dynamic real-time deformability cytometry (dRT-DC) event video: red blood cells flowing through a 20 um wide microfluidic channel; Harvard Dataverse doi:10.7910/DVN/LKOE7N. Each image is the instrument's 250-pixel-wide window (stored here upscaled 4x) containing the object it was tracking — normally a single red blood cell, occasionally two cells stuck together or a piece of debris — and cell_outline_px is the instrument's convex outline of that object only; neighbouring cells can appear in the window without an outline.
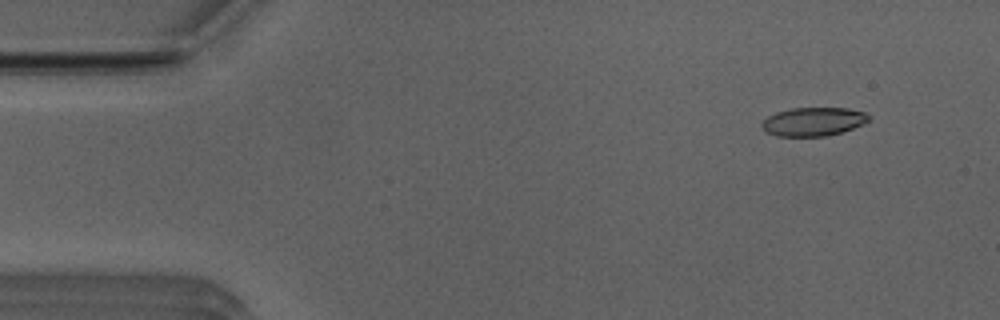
{"species": "Egyptian fruit bat (a non-hibernating species)", "species_latin": "Rousettus aegyptiacus", "temperature_condition": "room temperature", "stored_images_in_passage": 48, "camera_frame_rate_fps": 3000, "um_per_image_px": 0.085, "animal": {"sex": "male"}, "frame": {"image": 1, "passage_image": 1, "time_ms": 0.0, "image_size_px": [1000, 320], "cell_outline_px": [[872, 120], [864, 124], [828, 136], [776, 136], [764, 132], [760, 124], [768, 116], [776, 112], [792, 108], [848, 108], [864, 112], [872, 116]], "centroid_in_image_um": [69.14, 10.34], "position_along_channel_um": 15.9, "area_um2": 18.03}}
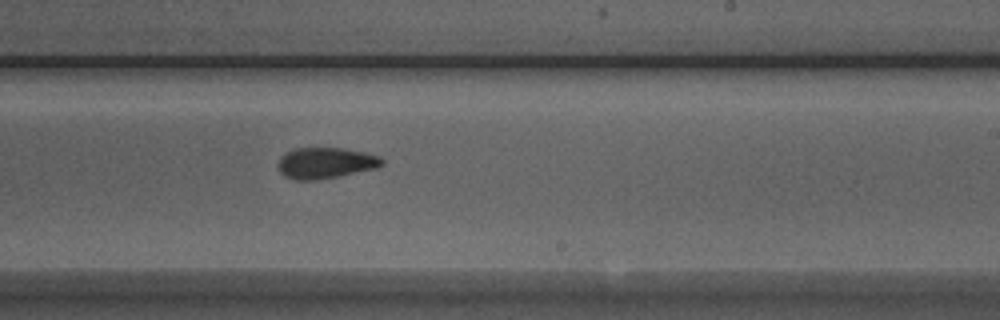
{"frame": {"image": 2, "passage_image": 27, "time_ms": 8.667, "image_size_px": [1000, 320], "cell_outline_px": [[384, 164], [376, 168], [316, 180], [296, 180], [284, 176], [280, 172], [276, 164], [280, 156], [284, 152], [296, 148], [344, 148], [364, 152], [380, 156], [384, 160]], "centroid_in_image_um": [27.63, 13.84], "position_along_channel_um": 261.4, "area_um2": 18.9}}
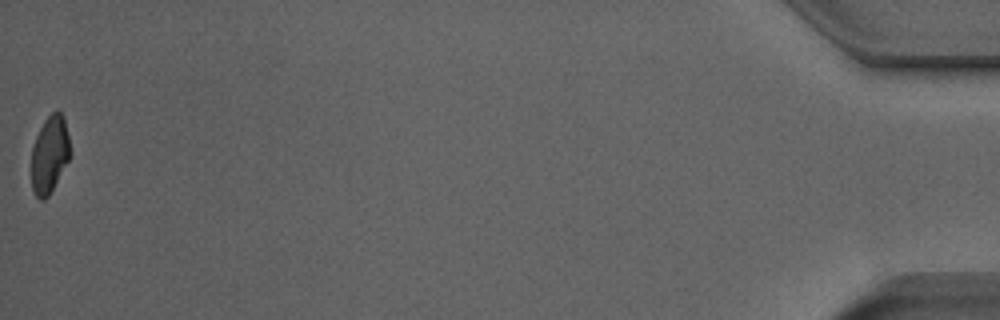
{"frame": {"image": 3, "passage_image": 48, "time_ms": 15.667, "image_size_px": [1000, 320], "cell_outline_px": [[72, 152], [68, 160], [48, 196], [44, 200], [40, 200], [36, 196], [32, 188], [32, 148], [36, 136], [44, 120], [56, 108], [64, 116]], "centroid_in_image_um": [4.23, 13.08], "position_along_channel_um": 431.0, "area_um2": 17.4}, "authors_computed_cell_mechanics": {"area_um2": 18.6694, "velocity_mm_per_s": 3.9512, "shape_relaxation_time_tau1_ms": 4.7839, "shape_relaxation_time_tau2_ms": 1.6113, "deformation_change_tau1": 0.1654, "deformation_change_tau2": 0.0762}}